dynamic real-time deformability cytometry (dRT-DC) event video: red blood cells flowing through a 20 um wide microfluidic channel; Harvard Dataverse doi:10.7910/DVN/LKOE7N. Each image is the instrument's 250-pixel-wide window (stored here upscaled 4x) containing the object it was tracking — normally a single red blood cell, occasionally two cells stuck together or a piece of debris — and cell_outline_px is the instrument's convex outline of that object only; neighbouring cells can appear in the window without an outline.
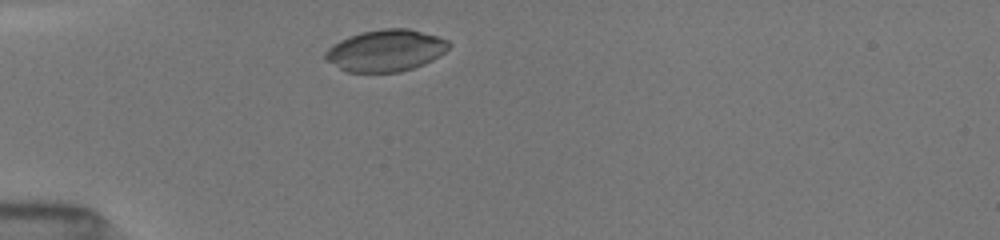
{"species": "common noctule bat (a hibernating species)", "species_latin": "Nyctalus noctula", "temperature_condition": "room temperature", "stored_images_in_passage": 33, "camera_frame_rate_fps": 3000, "um_per_image_px": 0.085, "animal": {"sex": "female", "body_mass_g": 19.5, "forearm_length_mm": 54.1}, "frame": {"image": 1, "passage_image": 3, "time_ms": 0.667, "image_size_px": [1000, 240], "cell_outline_px": [[452, 44], [440, 56], [424, 64], [400, 72], [348, 72], [324, 60], [324, 52], [328, 48], [340, 40], [348, 36], [360, 32], [384, 28], [408, 28], [436, 36], [448, 40]], "centroid_in_image_um": [32.77, 4.29], "position_along_channel_um": 52.2, "area_um2": 30.11}}
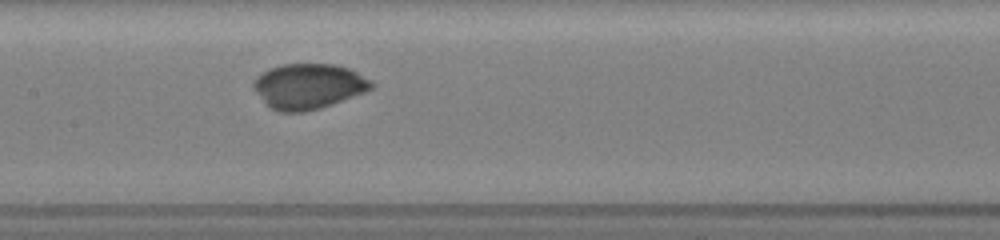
{"frame": {"image": 2, "passage_image": 14, "time_ms": 4.333, "image_size_px": [1000, 240], "cell_outline_px": [[376, 84], [372, 88], [364, 92], [332, 104], [320, 108], [304, 112], [280, 112], [272, 108], [252, 88], [252, 80], [260, 72], [284, 64], [332, 64], [348, 68], [372, 80]], "centroid_in_image_um": [26.22, 7.32], "position_along_channel_um": 181.2, "area_um2": 30.98}}
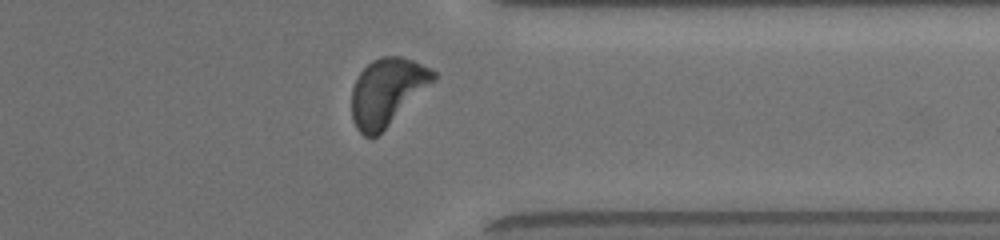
{"frame": {"image": 3, "passage_image": 29, "time_ms": 9.333, "image_size_px": [1000, 240], "cell_outline_px": [[436, 80], [376, 136], [364, 136], [356, 128], [352, 120], [352, 88], [360, 72], [372, 60], [380, 56], [400, 56], [412, 60], [432, 68], [436, 72]], "centroid_in_image_um": [32.91, 7.77], "position_along_channel_um": 378.5, "area_um2": 31.73}}